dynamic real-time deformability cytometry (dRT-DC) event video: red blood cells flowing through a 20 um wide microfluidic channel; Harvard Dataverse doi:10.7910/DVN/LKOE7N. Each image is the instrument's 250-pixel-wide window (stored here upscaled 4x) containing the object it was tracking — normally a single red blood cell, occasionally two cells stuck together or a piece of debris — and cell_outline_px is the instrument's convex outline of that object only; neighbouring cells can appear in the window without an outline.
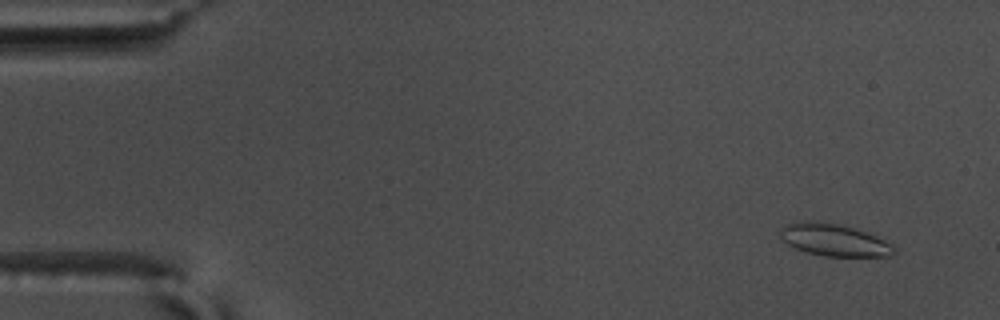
{"species": "common noctule bat (a hibernating species)", "species_latin": "Nyctalus noctula", "temperature_condition": "warm", "stored_images_in_passage": 54, "camera_frame_rate_fps": 3000, "um_per_image_px": 0.085, "animal": {"sex": "male", "body_mass_g": 17.5, "forearm_length_mm": 52.3}, "frame": {"image": 1, "passage_image": 3, "time_ms": 0.667, "image_size_px": [1000, 320], "cell_outline_px": [[896, 252], [892, 256], [824, 256], [808, 252], [796, 248], [788, 244], [780, 236], [780, 228], [788, 224], [812, 220], [840, 224], [868, 232], [892, 244], [896, 248]], "centroid_in_image_um": [70.94, 20.4], "position_along_channel_um": 14.1, "area_um2": 21.27}}
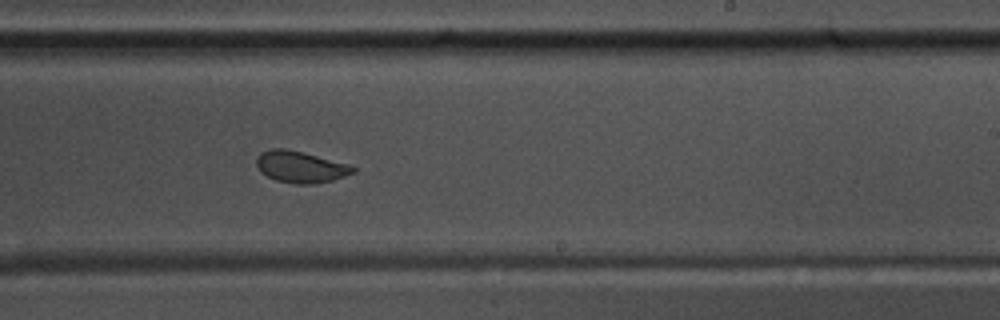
{"frame": {"image": 2, "passage_image": 33, "time_ms": 10.667, "image_size_px": [1000, 320], "cell_outline_px": [[356, 172], [332, 180], [312, 184], [296, 184], [276, 180], [260, 172], [256, 164], [256, 156], [260, 152], [272, 148], [284, 148], [304, 152], [348, 164], [356, 168]], "centroid_in_image_um": [25.52, 14.17], "position_along_channel_um": 263.5, "area_um2": 17.8}}
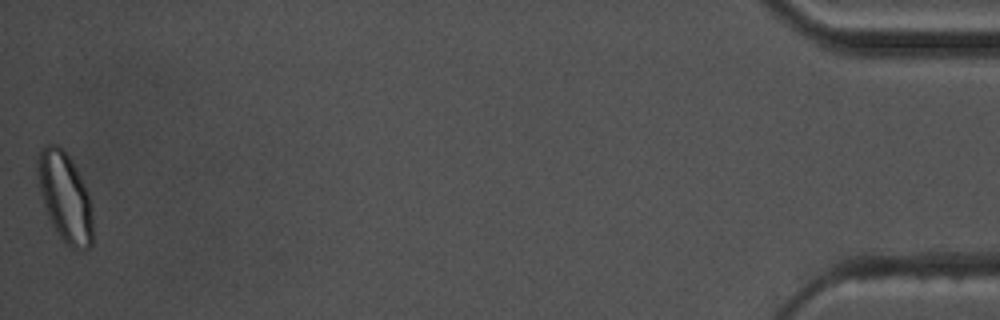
{"frame": {"image": 3, "passage_image": 54, "time_ms": 17.667, "image_size_px": [1000, 320], "cell_outline_px": [[92, 244], [84, 252], [72, 248], [56, 232], [48, 216], [40, 192], [36, 168], [36, 160], [40, 152], [48, 144], [56, 144], [68, 156], [84, 184], [88, 192], [92, 208]], "centroid_in_image_um": [5.53, 16.79], "position_along_channel_um": 429.7, "area_um2": 28.44}, "authors_computed_cell_mechanics": {"area_um2": 19.5075, "velocity_mm_per_s": 3.7342, "shape_relaxation_time_tau1_ms": 8.6107, "shape_relaxation_time_tau2_ms": 0.9751, "deformation_change_tau1": 0.1551, "deformation_change_tau2": 0.0557}}